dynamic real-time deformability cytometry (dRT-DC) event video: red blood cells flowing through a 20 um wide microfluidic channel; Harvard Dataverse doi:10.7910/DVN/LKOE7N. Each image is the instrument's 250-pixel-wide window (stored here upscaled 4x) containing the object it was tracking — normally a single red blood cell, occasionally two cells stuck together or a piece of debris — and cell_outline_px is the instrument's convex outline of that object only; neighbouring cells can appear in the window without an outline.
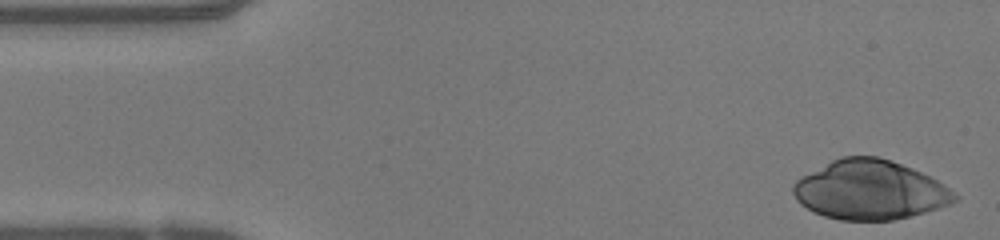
{"species": "human", "species_latin": "Homo sapiens", "temperature_condition": "warm", "stored_images_in_passage": 46, "camera_frame_rate_fps": 3000, "um_per_image_px": 0.085, "donor": {"sex": "female"}, "frame": {"image": 1, "passage_image": 1, "time_ms": 0.0, "image_size_px": [1000, 240], "cell_outline_px": [[960, 200], [924, 212], [892, 220], [840, 220], [824, 216], [800, 204], [796, 200], [792, 192], [792, 184], [800, 176], [840, 156], [880, 156], [912, 168], [944, 184], [960, 196]], "centroid_in_image_um": [73.92, 16.14], "position_along_channel_um": 11.1, "area_um2": 55.72}}
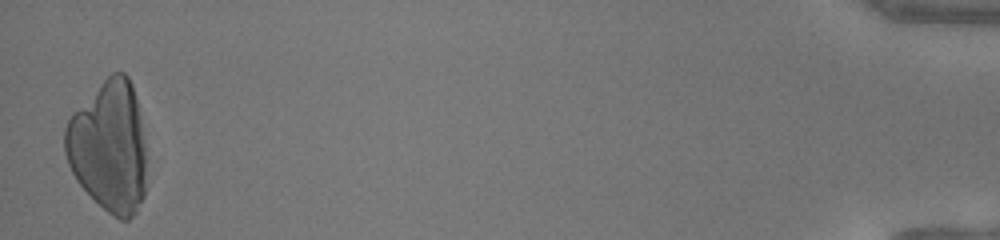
{"frame": {"image": 2, "passage_image": 46, "time_ms": 15.0, "image_size_px": [1000, 240], "cell_outline_px": [[144, 196], [136, 212], [128, 220], [120, 220], [108, 212], [76, 180], [68, 164], [64, 152], [64, 128], [72, 112], [112, 72], [124, 72], [128, 76], [132, 84], [136, 100], [144, 140]], "centroid_in_image_um": [9.23, 12.45], "position_along_channel_um": 426.0, "area_um2": 61.73}}